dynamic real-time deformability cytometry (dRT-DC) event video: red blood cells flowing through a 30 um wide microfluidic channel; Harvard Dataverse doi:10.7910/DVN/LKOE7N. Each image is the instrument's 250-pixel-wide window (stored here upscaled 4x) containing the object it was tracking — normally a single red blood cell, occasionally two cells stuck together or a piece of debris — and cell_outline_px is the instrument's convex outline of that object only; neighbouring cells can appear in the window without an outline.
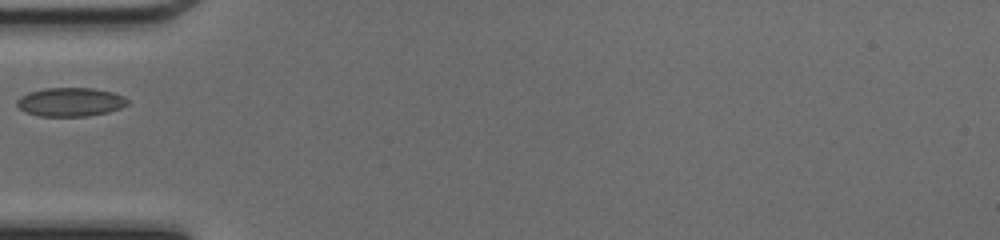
{"species": "common noctule bat (a hibernating species)", "species_latin": "Nyctalus noctula", "temperature_condition": "cold", "stored_images_in_passage": 18, "camera_frame_rate_fps": 3000, "um_per_image_px": 0.085, "animal": {"sex": "female", "body_mass_g": 17.0, "forearm_length_mm": 48.0}, "frame": {"image": 1, "passage_image": 1, "time_ms": 0.0, "image_size_px": [1000, 240], "cell_outline_px": [[128, 104], [120, 108], [108, 112], [88, 116], [36, 116], [24, 112], [16, 104], [16, 100], [20, 96], [28, 92], [44, 88], [92, 88], [112, 92], [124, 96], [128, 100]], "centroid_in_image_um": [5.95, 8.67], "position_along_channel_um": 79.0, "area_um2": 18.67}}
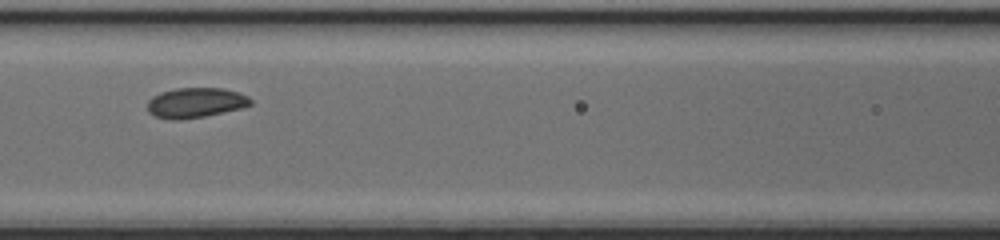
{"frame": {"image": 2, "passage_image": 6, "time_ms": 1.667, "image_size_px": [1000, 240], "cell_outline_px": [[252, 104], [244, 108], [204, 116], [180, 120], [172, 120], [156, 116], [148, 112], [148, 100], [152, 96], [160, 92], [176, 88], [224, 88], [248, 96], [252, 100]], "centroid_in_image_um": [16.63, 8.73], "position_along_channel_um": 150.0, "area_um2": 18.15}}